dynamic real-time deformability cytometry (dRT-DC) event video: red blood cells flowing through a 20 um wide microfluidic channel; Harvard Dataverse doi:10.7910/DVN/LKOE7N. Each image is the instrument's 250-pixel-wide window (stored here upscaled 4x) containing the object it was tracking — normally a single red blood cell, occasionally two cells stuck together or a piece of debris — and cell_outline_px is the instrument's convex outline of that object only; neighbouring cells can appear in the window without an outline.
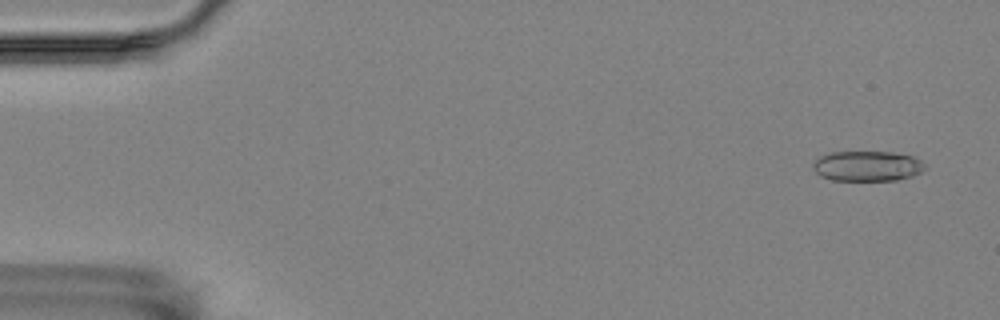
{"species": "Egyptian fruit bat (a non-hibernating species)", "species_latin": "Rousettus aegyptiacus", "temperature_condition": "room temperature", "stored_images_in_passage": 57, "camera_frame_rate_fps": 3000, "um_per_image_px": 0.085, "animal": {"sex": "female"}, "frame": {"image": 1, "passage_image": 3, "time_ms": 0.667, "image_size_px": [1000, 320], "cell_outline_px": [[928, 168], [912, 176], [896, 180], [832, 180], [820, 176], [812, 168], [812, 164], [820, 156], [828, 152], [892, 152], [912, 156], [920, 160]], "centroid_in_image_um": [73.71, 14.11], "position_along_channel_um": 11.3, "area_um2": 19.77}}
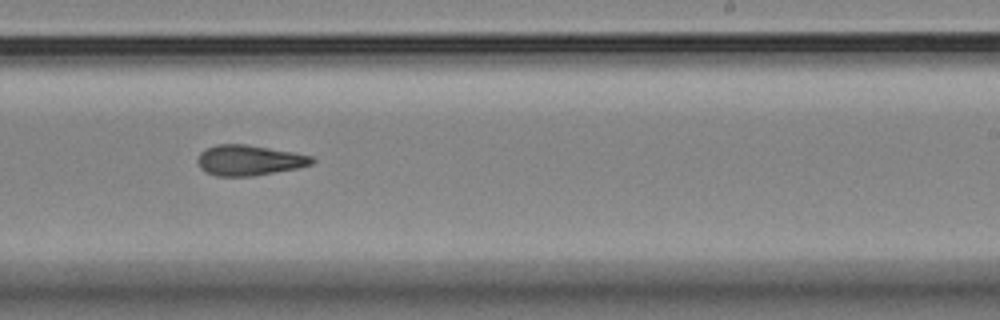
{"frame": {"image": 2, "passage_image": 35, "time_ms": 11.333, "image_size_px": [1000, 320], "cell_outline_px": [[316, 160], [312, 164], [296, 168], [252, 176], [216, 176], [200, 168], [196, 160], [200, 152], [216, 144], [244, 144], [292, 152], [312, 156]], "centroid_in_image_um": [21.15, 13.62], "position_along_channel_um": 267.8, "area_um2": 20.06}}
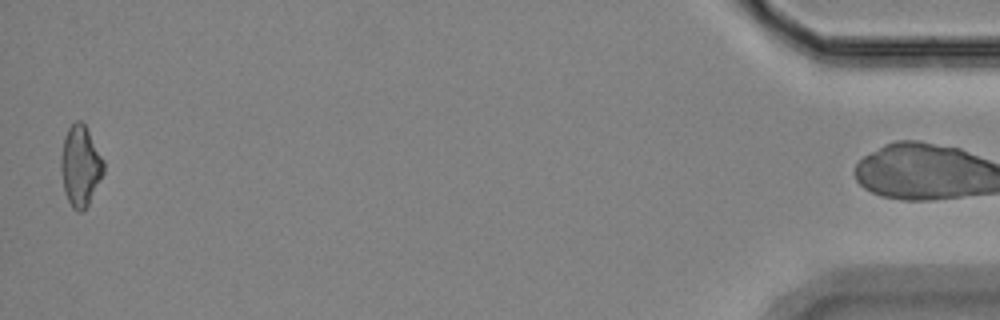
{"frame": {"image": 3, "passage_image": 56, "time_ms": 18.333, "image_size_px": [1000, 320], "cell_outline_px": [[104, 172], [88, 204], [80, 212], [76, 212], [72, 208], [64, 192], [60, 168], [60, 156], [64, 136], [68, 128], [76, 120], [80, 120], [84, 124], [104, 160]], "centroid_in_image_um": [6.81, 14.1], "position_along_channel_um": 428.4, "area_um2": 20.0}, "authors_computed_cell_mechanics": {"area_um2": 20.0566, "velocity_mm_per_s": 3.5436, "shape_relaxation_time_tau1_ms": 9.1607, "shape_relaxation_time_tau2_ms": 3.6239, "deformation_change_tau1": 0.218, "deformation_change_tau2": 0.1288}}